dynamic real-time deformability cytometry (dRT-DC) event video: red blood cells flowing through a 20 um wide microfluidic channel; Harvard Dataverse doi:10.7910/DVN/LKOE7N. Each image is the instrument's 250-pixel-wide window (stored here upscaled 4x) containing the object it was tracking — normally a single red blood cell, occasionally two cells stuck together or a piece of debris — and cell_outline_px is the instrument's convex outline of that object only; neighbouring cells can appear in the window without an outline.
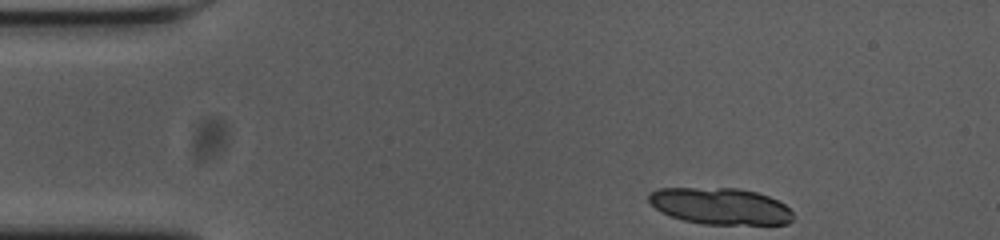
{"species": "common noctule bat (a hibernating species)", "species_latin": "Nyctalus noctula", "temperature_condition": "cold", "stored_images_in_passage": 16, "segment_of_instrument_passage": [1, 2], "camera_frame_rate_fps": 3000, "um_per_image_px": 0.085, "animal": {"sex": "female", "body_mass_g": 23.0, "forearm_length_mm": 53.4}, "frame": {"image": 1, "passage_image": 1, "time_ms": 0.0, "image_size_px": [1000, 240], "cell_outline_px": [[792, 220], [788, 224], [704, 224], [684, 220], [660, 212], [648, 200], [648, 196], [652, 192], [660, 188], [740, 188], [756, 192], [768, 196], [784, 204], [792, 212]], "centroid_in_image_um": [61.23, 17.52], "position_along_channel_um": 23.8, "area_um2": 30.58}}